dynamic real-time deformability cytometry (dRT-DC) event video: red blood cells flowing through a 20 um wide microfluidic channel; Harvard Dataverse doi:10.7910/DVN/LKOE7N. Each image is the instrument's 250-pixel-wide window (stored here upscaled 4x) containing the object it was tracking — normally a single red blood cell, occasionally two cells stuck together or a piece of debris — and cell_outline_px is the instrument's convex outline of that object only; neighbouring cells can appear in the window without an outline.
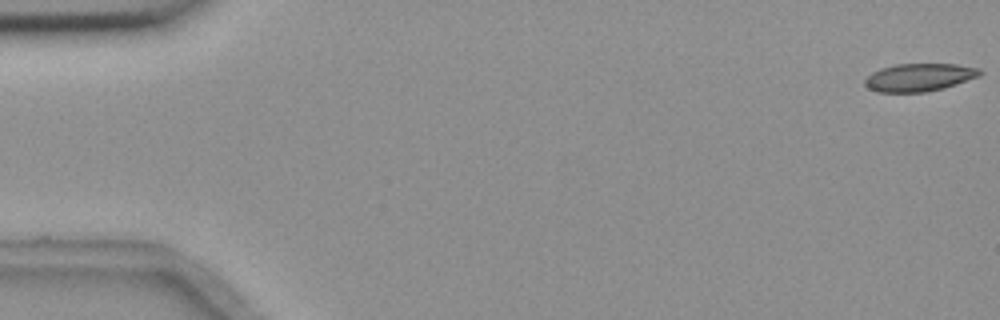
{"species": "common noctule bat (a hibernating species)", "species_latin": "Nyctalus noctula", "temperature_condition": "room temperature", "stored_images_in_passage": 25, "camera_frame_rate_fps": 3000, "um_per_image_px": 0.085, "animal": {"sex": "female", "body_mass_g": 18.4}, "frame": {"image": 1, "passage_image": 1, "time_ms": 0.0, "image_size_px": [1000, 320], "cell_outline_px": [[980, 76], [944, 88], [924, 92], [876, 92], [868, 88], [864, 84], [864, 80], [872, 72], [880, 68], [896, 64], [956, 64], [980, 68]], "centroid_in_image_um": [78.11, 6.57], "position_along_channel_um": 6.9, "area_um2": 18.67}}
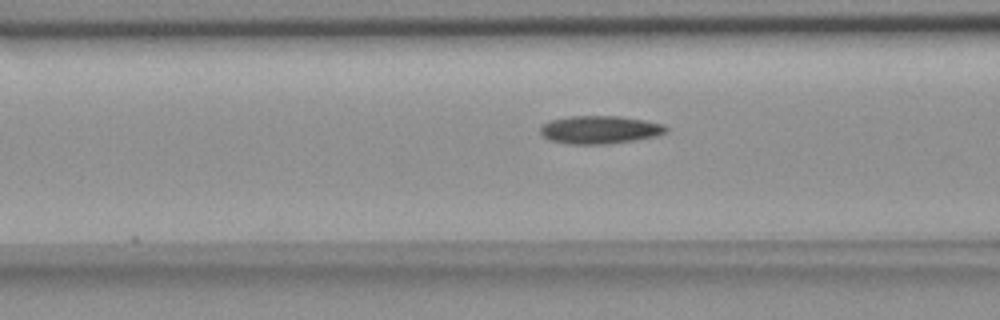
{"frame": {"image": 2, "passage_image": 22, "time_ms": 7.0, "image_size_px": [1000, 320], "cell_outline_px": [[668, 132], [656, 136], [632, 140], [604, 144], [568, 144], [548, 140], [540, 132], [540, 128], [544, 124], [552, 120], [572, 116], [620, 116], [644, 120], [664, 124], [668, 128]], "centroid_in_image_um": [51.0, 11.03], "position_along_channel_um": 115.6, "area_um2": 20.4}}
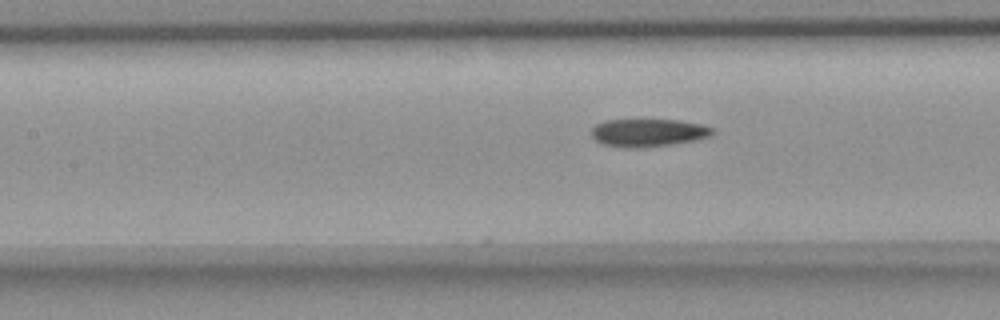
{"frame": {"image": 3, "passage_image": 25, "time_ms": 8.0, "image_size_px": [1000, 320], "cell_outline_px": [[712, 132], [708, 136], [692, 140], [668, 144], [640, 148], [624, 148], [604, 144], [596, 140], [592, 136], [592, 128], [596, 124], [604, 120], [680, 120], [700, 124], [712, 128]], "centroid_in_image_um": [55.02, 11.27], "position_along_channel_um": 152.4, "area_um2": 19.25}}